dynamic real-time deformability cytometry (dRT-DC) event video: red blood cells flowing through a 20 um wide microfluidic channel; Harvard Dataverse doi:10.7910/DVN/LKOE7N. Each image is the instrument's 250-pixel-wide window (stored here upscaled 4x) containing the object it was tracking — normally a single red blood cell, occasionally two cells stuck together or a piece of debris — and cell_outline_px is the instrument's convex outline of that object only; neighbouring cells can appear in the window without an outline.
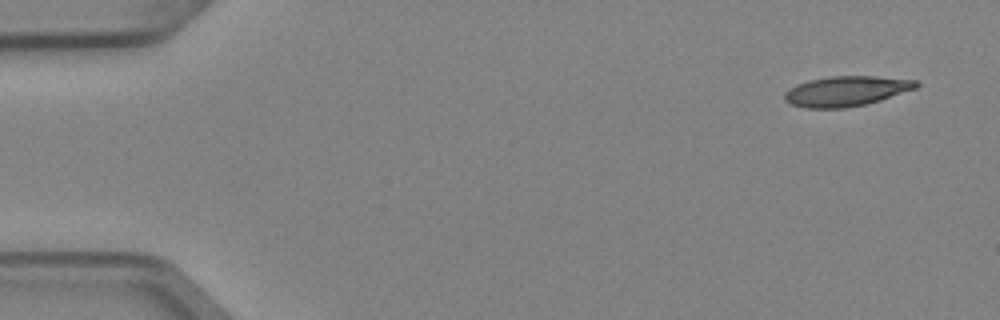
{"species": "Egyptian fruit bat (a non-hibernating species)", "species_latin": "Rousettus aegyptiacus", "temperature_condition": "cold", "stored_images_in_passage": 6, "camera_frame_rate_fps": 3000, "um_per_image_px": 0.085, "animal": {"sex": "female"}, "frame": {"image": 1, "passage_image": 1, "time_ms": 0.0, "image_size_px": [1000, 320], "cell_outline_px": [[920, 84], [916, 88], [880, 100], [864, 104], [844, 108], [804, 108], [792, 104], [784, 100], [784, 92], [788, 88], [808, 80], [832, 76], [876, 76], [916, 80]], "centroid_in_image_um": [71.9, 7.74], "position_along_channel_um": 13.1, "area_um2": 23.0}}
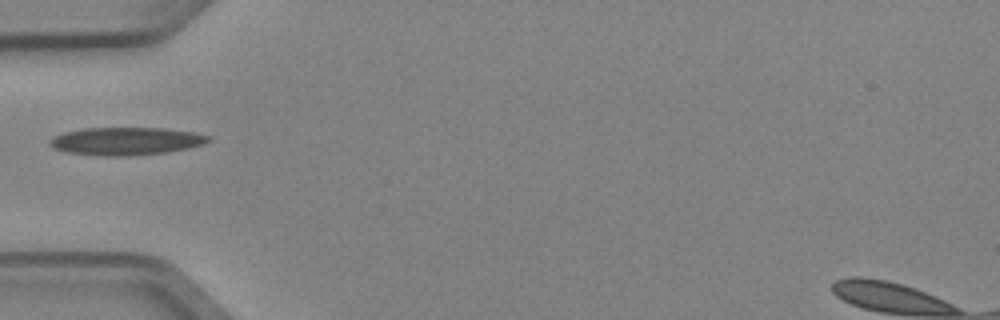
{"frame": {"image": 2, "passage_image": 5, "time_ms": 1.333, "image_size_px": [1000, 320], "cell_outline_px": [[212, 140], [204, 144], [188, 148], [168, 152], [128, 156], [96, 156], [68, 152], [52, 148], [48, 144], [52, 136], [64, 132], [84, 128], [164, 128], [192, 132], [212, 136]], "centroid_in_image_um": [10.71, 12.0], "position_along_channel_um": 74.3, "area_um2": 25.95}}
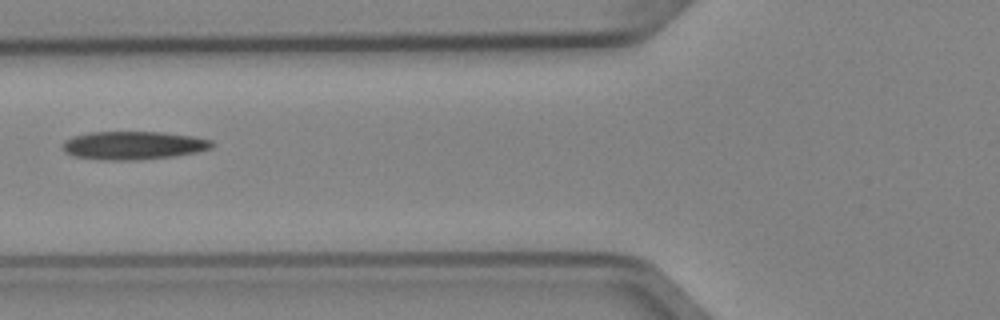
{"frame": {"image": 3, "passage_image": 6, "time_ms": 1.667, "image_size_px": [1000, 320], "cell_outline_px": [[216, 144], [212, 148], [196, 152], [176, 156], [136, 160], [108, 160], [72, 156], [64, 152], [64, 140], [72, 136], [88, 132], [164, 132], [192, 136], [212, 140]], "centroid_in_image_um": [11.36, 12.35], "position_along_channel_um": 114.4, "area_um2": 24.74}}